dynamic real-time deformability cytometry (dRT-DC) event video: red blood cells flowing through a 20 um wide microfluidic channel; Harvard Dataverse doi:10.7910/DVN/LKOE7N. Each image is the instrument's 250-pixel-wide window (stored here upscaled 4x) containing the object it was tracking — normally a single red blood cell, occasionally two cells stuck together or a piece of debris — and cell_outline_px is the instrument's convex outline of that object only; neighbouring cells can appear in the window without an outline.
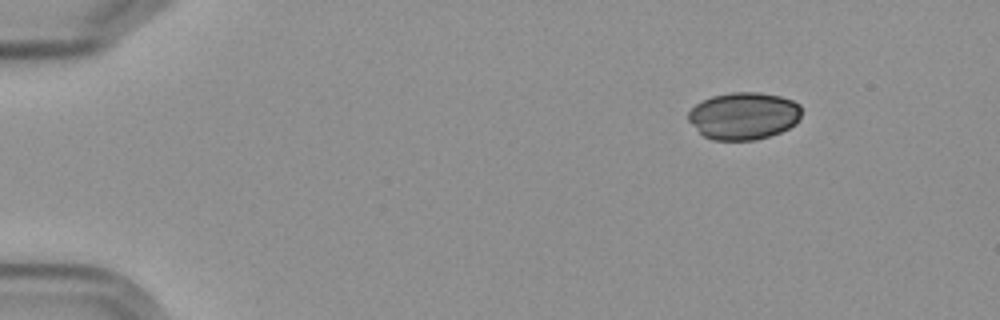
{"species": "Egyptian fruit bat (a non-hibernating species)", "species_latin": "Rousettus aegyptiacus", "temperature_condition": "cold", "stored_images_in_passage": 4, "camera_frame_rate_fps": 3000, "um_per_image_px": 0.085, "frame": {"image": 1, "passage_image": 1, "time_ms": 0.0, "image_size_px": [1000, 320], "cell_outline_px": [[800, 120], [796, 124], [780, 132], [756, 140], [712, 140], [704, 136], [688, 120], [688, 112], [696, 104], [712, 96], [732, 92], [760, 92], [780, 96], [792, 100], [800, 104]], "centroid_in_image_um": [63.23, 9.84], "position_along_channel_um": 21.8, "area_um2": 31.21}}
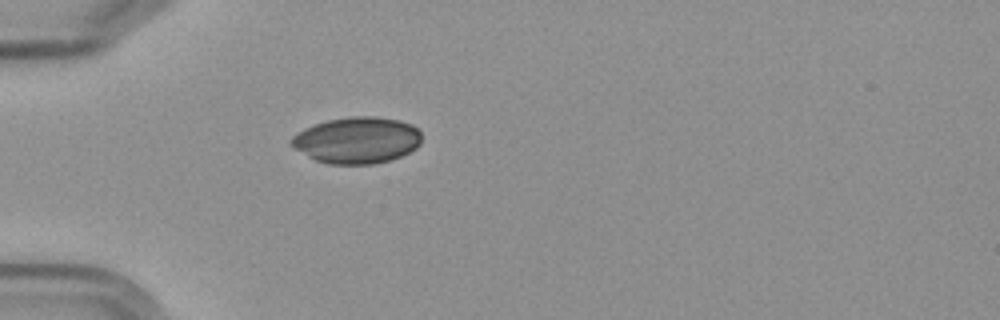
{"frame": {"image": 2, "passage_image": 4, "time_ms": 3.333, "image_size_px": [1000, 320], "cell_outline_px": [[420, 144], [416, 148], [400, 156], [388, 160], [372, 164], [328, 164], [316, 160], [308, 156], [288, 144], [288, 140], [292, 136], [304, 128], [328, 120], [352, 116], [376, 116], [400, 120], [412, 124], [420, 132]], "centroid_in_image_um": [30.32, 11.91], "position_along_channel_um": 54.7, "area_um2": 35.26}}